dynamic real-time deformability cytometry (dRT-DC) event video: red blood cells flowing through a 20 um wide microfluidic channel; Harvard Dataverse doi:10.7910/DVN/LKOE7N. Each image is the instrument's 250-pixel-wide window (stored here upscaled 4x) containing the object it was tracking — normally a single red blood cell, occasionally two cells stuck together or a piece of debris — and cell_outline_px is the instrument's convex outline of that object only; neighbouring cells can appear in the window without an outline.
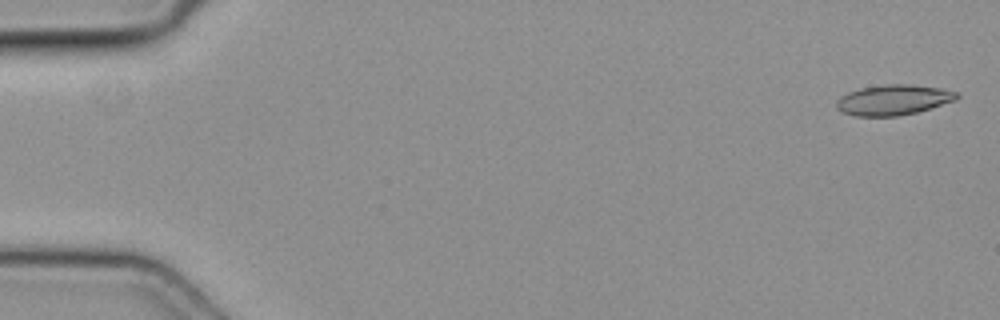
{"species": "common noctule bat (a hibernating species)", "species_latin": "Nyctalus noctula", "temperature_condition": "cold", "stored_images_in_passage": 10, "camera_frame_rate_fps": 3000, "um_per_image_px": 0.085, "animal": {"sex": "female", "body_mass_g": 19.3, "forearm_length_mm": 54.1}, "frame": {"image": 1, "passage_image": 1, "time_ms": 0.0, "image_size_px": [1000, 320], "cell_outline_px": [[960, 96], [956, 100], [916, 112], [896, 116], [856, 116], [840, 112], [836, 108], [836, 100], [840, 96], [848, 92], [860, 88], [884, 84], [912, 84], [940, 88], [956, 92]], "centroid_in_image_um": [75.89, 8.48], "position_along_channel_um": 9.1, "area_um2": 21.33}}